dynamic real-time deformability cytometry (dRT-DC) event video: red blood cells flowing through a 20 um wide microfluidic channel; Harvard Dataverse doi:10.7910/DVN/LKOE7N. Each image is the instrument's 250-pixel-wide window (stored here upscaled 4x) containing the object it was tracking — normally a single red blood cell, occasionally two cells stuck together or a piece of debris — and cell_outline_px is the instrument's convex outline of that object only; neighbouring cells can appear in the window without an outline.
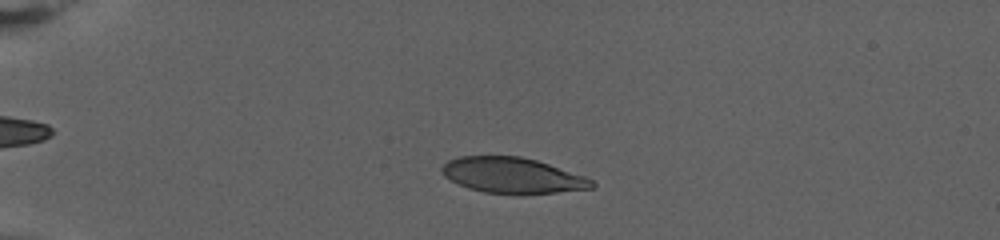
{"species": "human", "species_latin": "Homo sapiens", "temperature_condition": "warm", "stored_images_in_passage": 32, "camera_frame_rate_fps": 3000, "um_per_image_px": 0.085, "donor": {"sex": "female"}, "frame": {"image": 1, "passage_image": 14, "time_ms": 4.333, "image_size_px": [1000, 240], "cell_outline_px": [[596, 188], [520, 196], [484, 192], [468, 188], [444, 176], [440, 172], [440, 168], [448, 160], [460, 156], [520, 156], [536, 160], [584, 176], [592, 180], [596, 184]], "centroid_in_image_um": [43.57, 14.93], "position_along_channel_um": 41.4, "area_um2": 31.56}}
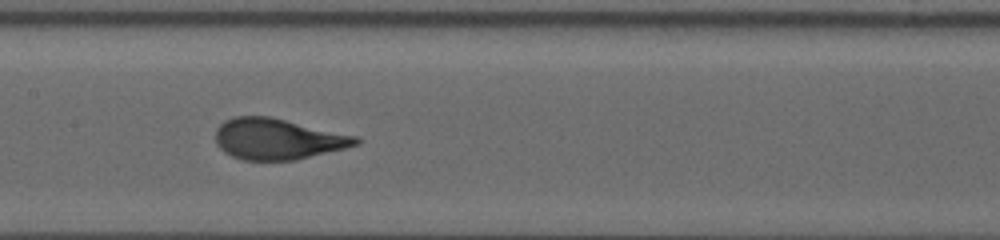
{"frame": {"image": 2, "passage_image": 24, "time_ms": 7.667, "image_size_px": [1000, 240], "cell_outline_px": [[360, 144], [296, 160], [244, 160], [232, 156], [224, 152], [216, 144], [216, 128], [224, 120], [236, 116], [268, 116], [356, 136], [360, 140]], "centroid_in_image_um": [23.56, 11.82], "position_along_channel_um": 183.8, "area_um2": 33.23}}
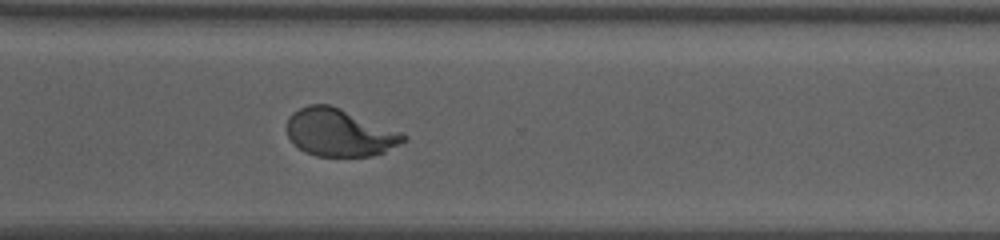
{"frame": {"image": 3, "passage_image": 32, "time_ms": 10.333, "image_size_px": [1000, 240], "cell_outline_px": [[408, 140], [384, 152], [372, 156], [316, 156], [304, 152], [292, 144], [288, 136], [288, 116], [292, 112], [308, 104], [328, 104], [404, 132], [408, 136]], "centroid_in_image_um": [28.88, 11.28], "position_along_channel_um": 341.7, "area_um2": 32.54}}